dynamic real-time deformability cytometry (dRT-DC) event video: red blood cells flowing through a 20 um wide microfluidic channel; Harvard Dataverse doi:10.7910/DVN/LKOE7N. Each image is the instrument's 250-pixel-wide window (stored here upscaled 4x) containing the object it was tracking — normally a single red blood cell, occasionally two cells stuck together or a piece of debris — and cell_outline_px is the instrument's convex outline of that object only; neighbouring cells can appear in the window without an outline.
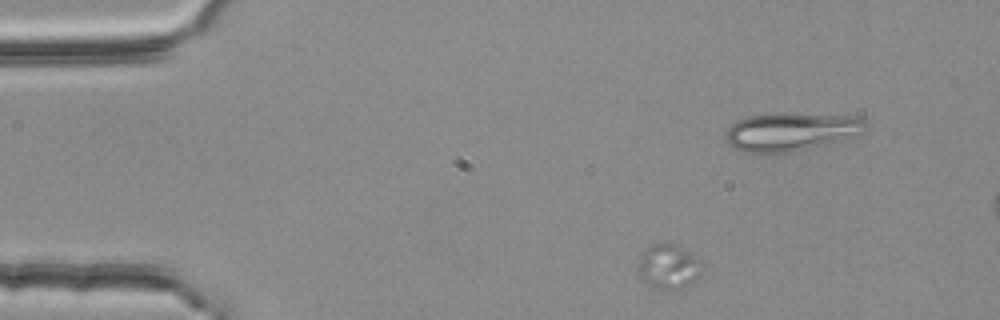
{"species": "common noctule bat (a hibernating species)", "species_latin": "Nyctalus noctula", "temperature_condition": "room temperature", "stored_images_in_passage": 4, "segment_of_instrument_passage": [2, 2], "camera_frame_rate_fps": 3000, "um_per_image_px": 0.085, "animal": {"sex": "female", "body_mass_g": 25.1}, "frame": {"image": 1, "passage_image": 2, "time_ms": 0.333, "image_size_px": [1000, 320], "cell_outline_px": [[700, 272], [688, 284], [680, 288], [668, 292], [652, 288], [640, 276], [640, 256], [652, 244], [664, 240], [668, 240], [676, 244], [688, 252], [696, 260]], "centroid_in_image_um": [56.75, 22.65], "position_along_channel_um": 28.3, "area_um2": 16.18}}